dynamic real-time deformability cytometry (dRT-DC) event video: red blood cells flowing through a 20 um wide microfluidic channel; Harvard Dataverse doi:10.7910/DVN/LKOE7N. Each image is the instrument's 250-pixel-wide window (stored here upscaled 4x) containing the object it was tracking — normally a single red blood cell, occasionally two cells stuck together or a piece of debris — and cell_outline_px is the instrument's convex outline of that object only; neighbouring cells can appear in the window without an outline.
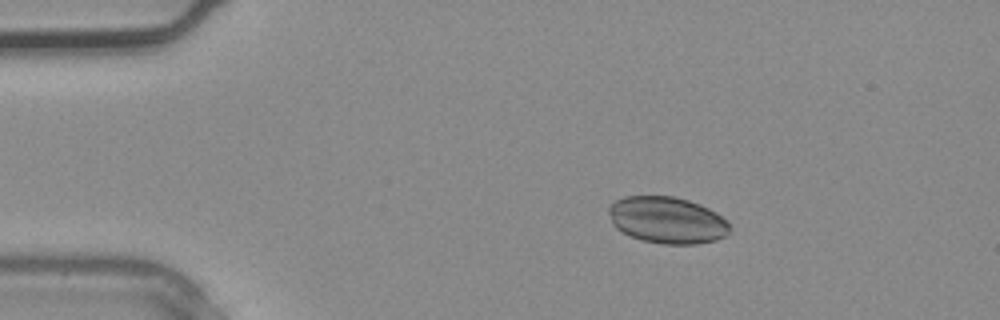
{"species": "common noctule bat (a hibernating species)", "species_latin": "Nyctalus noctula", "temperature_condition": "warm", "stored_images_in_passage": 3, "camera_frame_rate_fps": 3000, "um_per_image_px": 0.085, "animal": {"sex": "male", "body_mass_g": 20.4}, "frame": {"image": 1, "passage_image": 3, "time_ms": 0.667, "image_size_px": [1000, 320], "cell_outline_px": [[728, 236], [716, 240], [696, 244], [664, 244], [644, 240], [632, 236], [616, 228], [612, 224], [608, 212], [608, 208], [616, 200], [624, 196], [672, 196], [688, 200], [700, 204], [716, 212], [728, 220]], "centroid_in_image_um": [56.72, 18.7], "position_along_channel_um": 28.3, "area_um2": 32.89}}